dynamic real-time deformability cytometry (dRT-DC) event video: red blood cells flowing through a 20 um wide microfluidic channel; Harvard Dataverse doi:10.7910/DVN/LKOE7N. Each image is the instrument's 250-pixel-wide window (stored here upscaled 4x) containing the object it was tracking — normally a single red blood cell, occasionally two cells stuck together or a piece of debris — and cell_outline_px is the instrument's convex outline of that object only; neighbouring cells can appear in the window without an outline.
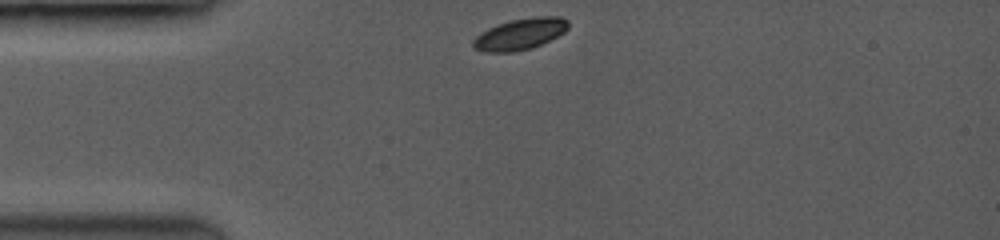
{"species": "common noctule bat (a hibernating species)", "species_latin": "Nyctalus noctula", "temperature_condition": "room temperature", "stored_images_in_passage": 8, "camera_frame_rate_fps": 3500, "um_per_image_px": 0.085, "animal": {"sex": "female", "body_mass_g": 19.0, "forearm_length_mm": 53.3}, "frame": {"image": 1, "passage_image": 1, "time_ms": 0.0, "image_size_px": [1000, 240], "cell_outline_px": [[568, 28], [564, 32], [540, 44], [528, 48], [512, 52], [488, 52], [476, 48], [472, 44], [472, 40], [480, 32], [496, 24], [508, 20], [536, 16], [560, 16], [568, 20]], "centroid_in_image_um": [44.19, 2.86], "position_along_channel_um": 40.8, "area_um2": 17.22}}
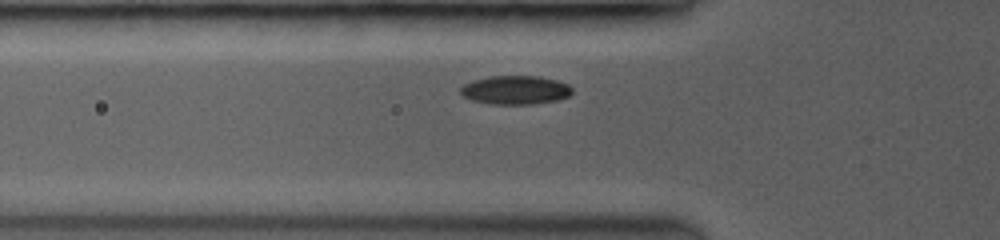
{"frame": {"image": 2, "passage_image": 5, "time_ms": 1.714, "image_size_px": [1000, 240], "cell_outline_px": [[572, 92], [568, 96], [556, 100], [528, 104], [492, 104], [472, 100], [464, 96], [460, 92], [460, 88], [464, 84], [472, 80], [488, 76], [536, 76], [556, 80], [568, 84], [572, 88]], "centroid_in_image_um": [43.78, 7.64], "position_along_channel_um": 82.0, "area_um2": 18.55}}